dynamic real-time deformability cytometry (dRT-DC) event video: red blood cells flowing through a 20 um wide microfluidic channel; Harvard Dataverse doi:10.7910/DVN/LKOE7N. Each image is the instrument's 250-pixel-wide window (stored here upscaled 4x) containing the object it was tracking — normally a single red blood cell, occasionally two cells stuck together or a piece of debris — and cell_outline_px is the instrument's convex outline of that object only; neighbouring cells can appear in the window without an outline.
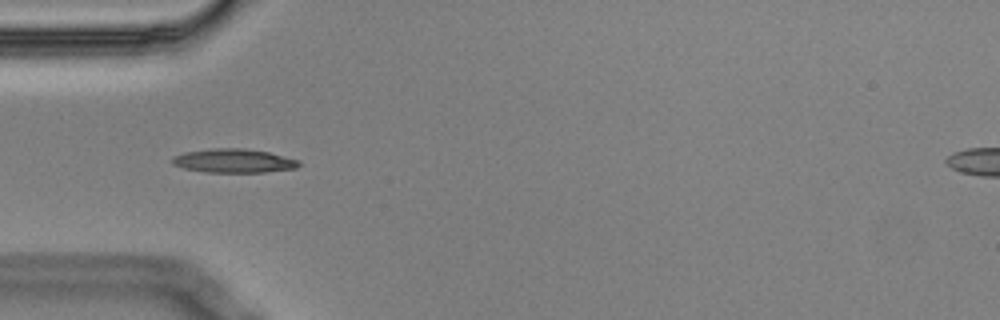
{"species": "Egyptian fruit bat (a non-hibernating species)", "species_latin": "Rousettus aegyptiacus", "temperature_condition": "cold", "stored_images_in_passage": 3, "camera_frame_rate_fps": 3000, "um_per_image_px": 0.085, "animal": {"sex": "male"}, "frame": {"image": 1, "passage_image": 2, "time_ms": 0.333, "image_size_px": [1000, 320], "cell_outline_px": [[300, 164], [296, 168], [264, 172], [204, 172], [184, 168], [172, 164], [172, 156], [184, 152], [212, 148], [244, 148], [268, 152], [300, 160]], "centroid_in_image_um": [19.85, 13.66], "position_along_channel_um": 65.2, "area_um2": 17.63}}
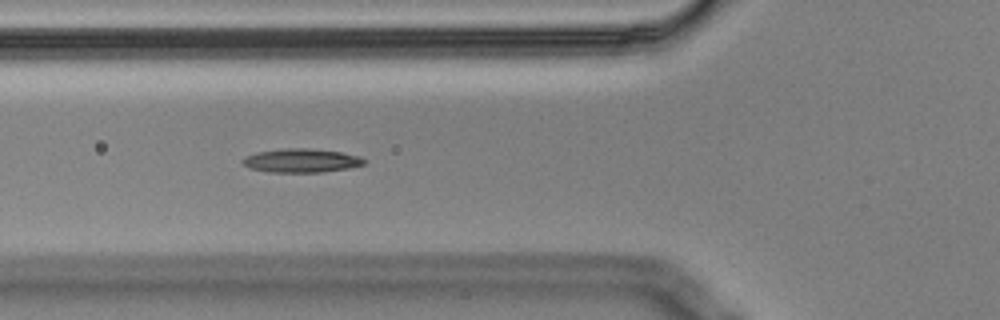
{"frame": {"image": 2, "passage_image": 3, "time_ms": 0.667, "image_size_px": [1000, 320], "cell_outline_px": [[364, 164], [348, 168], [320, 172], [272, 172], [248, 168], [240, 160], [256, 152], [284, 148], [308, 148], [340, 152], [360, 156], [364, 160]], "centroid_in_image_um": [25.59, 13.64], "position_along_channel_um": 100.2, "area_um2": 16.65}}